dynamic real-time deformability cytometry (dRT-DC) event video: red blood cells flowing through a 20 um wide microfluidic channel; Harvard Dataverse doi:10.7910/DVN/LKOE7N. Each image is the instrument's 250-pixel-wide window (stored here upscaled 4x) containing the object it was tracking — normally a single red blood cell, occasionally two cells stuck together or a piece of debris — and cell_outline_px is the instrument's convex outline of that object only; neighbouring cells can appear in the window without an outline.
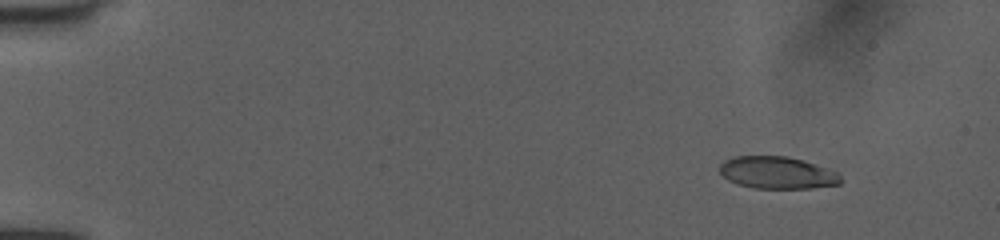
{"species": "human", "species_latin": "Homo sapiens", "temperature_condition": "room temperature", "stored_images_in_passage": 10, "camera_frame_rate_fps": 3000, "um_per_image_px": 0.085, "donor": {"sex": "female"}, "frame": {"image": 1, "passage_image": 3, "time_ms": 0.667, "image_size_px": [1000, 240], "cell_outline_px": [[840, 184], [808, 188], [756, 188], [740, 184], [728, 180], [720, 172], [720, 164], [736, 156], [784, 156], [800, 160], [836, 172], [840, 176]], "centroid_in_image_um": [66.04, 14.68], "position_along_channel_um": 19.0, "area_um2": 22.02}}
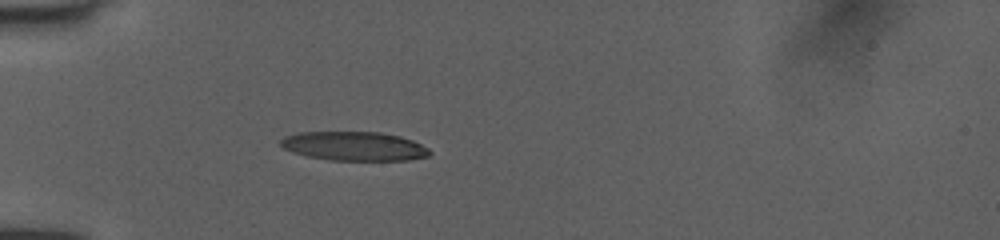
{"frame": {"image": 2, "passage_image": 8, "time_ms": 2.333, "image_size_px": [1000, 240], "cell_outline_px": [[432, 152], [428, 156], [404, 160], [332, 160], [308, 156], [292, 152], [284, 148], [280, 144], [280, 140], [284, 136], [300, 132], [380, 132], [400, 136], [412, 140], [428, 148]], "centroid_in_image_um": [30.09, 12.41], "position_along_channel_um": 54.9, "area_um2": 25.09}}
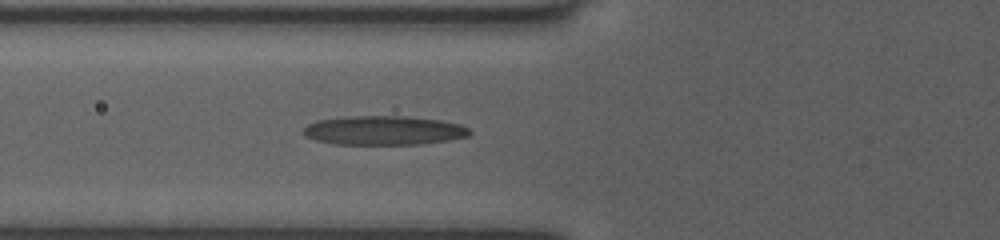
{"frame": {"image": 3, "passage_image": 10, "time_ms": 3.0, "image_size_px": [1000, 240], "cell_outline_px": [[472, 132], [468, 136], [448, 140], [420, 144], [336, 144], [316, 140], [308, 136], [304, 132], [304, 128], [308, 124], [316, 120], [348, 116], [404, 116], [440, 120], [460, 124], [468, 128]], "centroid_in_image_um": [32.64, 11.08], "position_along_channel_um": 93.2, "area_um2": 28.03}}